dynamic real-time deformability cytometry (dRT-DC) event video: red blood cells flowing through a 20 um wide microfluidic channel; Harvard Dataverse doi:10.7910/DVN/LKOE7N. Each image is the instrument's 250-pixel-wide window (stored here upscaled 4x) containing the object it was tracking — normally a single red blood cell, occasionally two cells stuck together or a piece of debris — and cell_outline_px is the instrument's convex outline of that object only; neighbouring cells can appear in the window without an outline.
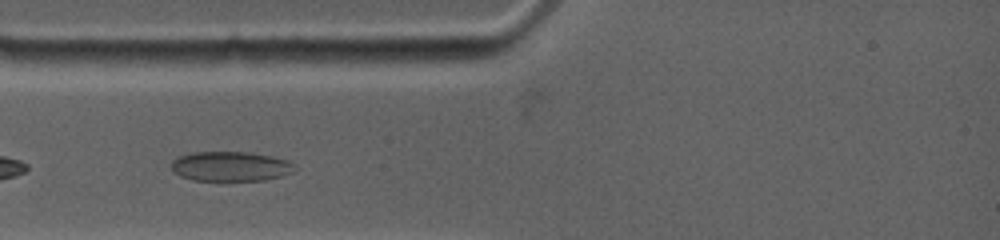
{"species": "common noctule bat (a hibernating species)", "species_latin": "Nyctalus noctula", "temperature_condition": "warm", "stored_images_in_passage": 10, "camera_frame_rate_fps": 4500, "um_per_image_px": 0.085, "animal": {"sex": "female", "body_mass_g": 19.0, "forearm_length_mm": 53.3}, "frame": {"image": 1, "passage_image": 5, "time_ms": 1.333, "image_size_px": [1000, 240], "cell_outline_px": [[296, 172], [264, 180], [192, 180], [180, 176], [172, 168], [172, 160], [180, 156], [192, 152], [252, 152], [272, 156], [288, 160], [296, 164]], "centroid_in_image_um": [19.66, 14.13], "position_along_channel_um": 65.3, "area_um2": 21.44}}